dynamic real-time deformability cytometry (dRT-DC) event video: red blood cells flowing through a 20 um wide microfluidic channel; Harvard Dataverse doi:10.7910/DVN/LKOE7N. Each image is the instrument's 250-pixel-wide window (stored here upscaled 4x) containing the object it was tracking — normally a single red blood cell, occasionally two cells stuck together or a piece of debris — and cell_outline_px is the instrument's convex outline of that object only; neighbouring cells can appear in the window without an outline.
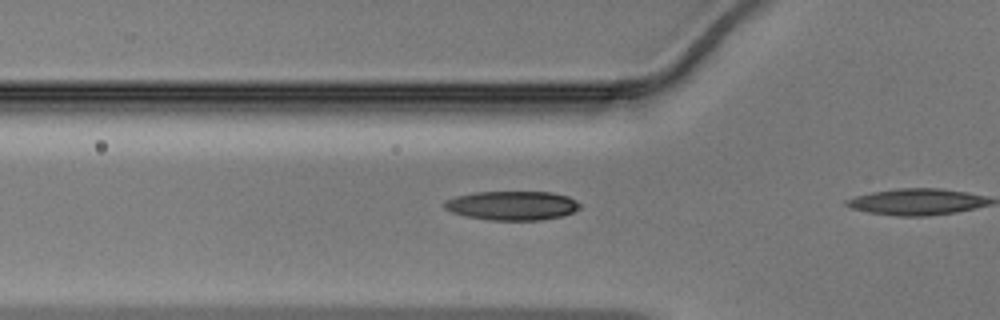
{"species": "Egyptian fruit bat (a non-hibernating species)", "species_latin": "Rousettus aegyptiacus", "temperature_condition": "warm", "stored_images_in_passage": 4, "camera_frame_rate_fps": 3000, "um_per_image_px": 0.085, "animal": {"sex": "male"}, "frame": {"image": 1, "passage_image": 2, "time_ms": 0.333, "image_size_px": [1000, 320], "cell_outline_px": [[580, 208], [576, 212], [564, 216], [544, 220], [488, 220], [464, 216], [452, 212], [444, 208], [444, 200], [456, 196], [476, 192], [552, 192], [568, 196], [576, 200], [580, 204]], "centroid_in_image_um": [43.56, 17.48], "position_along_channel_um": 82.2, "area_um2": 23.29}}